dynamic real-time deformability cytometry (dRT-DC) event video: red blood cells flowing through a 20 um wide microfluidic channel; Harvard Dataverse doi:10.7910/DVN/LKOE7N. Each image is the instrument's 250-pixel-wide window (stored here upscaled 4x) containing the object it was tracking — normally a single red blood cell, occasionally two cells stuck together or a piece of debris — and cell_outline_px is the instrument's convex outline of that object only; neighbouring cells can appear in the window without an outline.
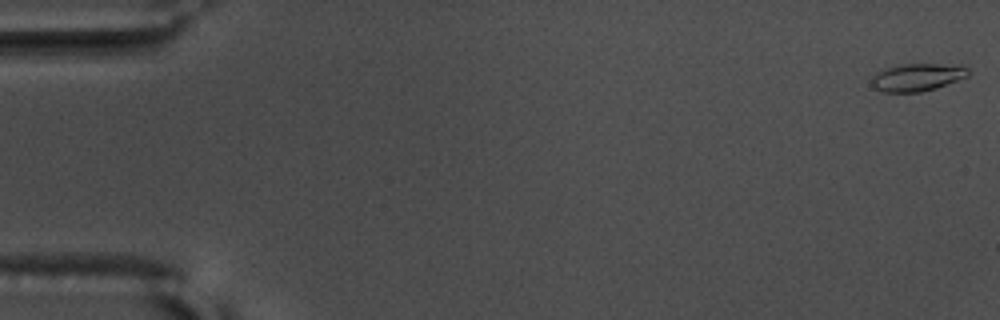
{"species": "common noctule bat (a hibernating species)", "species_latin": "Nyctalus noctula", "temperature_condition": "warm", "stored_images_in_passage": 56, "camera_frame_rate_fps": 3000, "um_per_image_px": 0.085, "animal": {"sex": "male", "body_mass_g": 17.5, "forearm_length_mm": 52.3}, "frame": {"image": 1, "passage_image": 1, "time_ms": 0.0, "image_size_px": [1000, 320], "cell_outline_px": [[968, 76], [936, 88], [920, 92], [884, 92], [872, 88], [872, 80], [880, 72], [888, 68], [904, 64], [960, 64], [968, 68]], "centroid_in_image_um": [78.02, 6.57], "position_along_channel_um": 7.0, "area_um2": 15.32}}
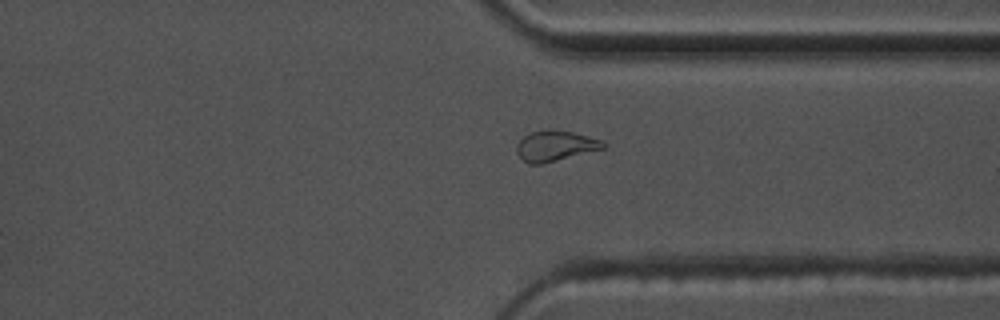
{"frame": {"image": 2, "passage_image": 43, "time_ms": 14.0, "image_size_px": [1000, 320], "cell_outline_px": [[604, 148], [540, 164], [528, 164], [516, 152], [516, 144], [528, 132], [552, 128], [572, 132], [588, 136], [600, 140], [604, 144]], "centroid_in_image_um": [47.13, 12.37], "position_along_channel_um": 364.3, "area_um2": 15.2}}
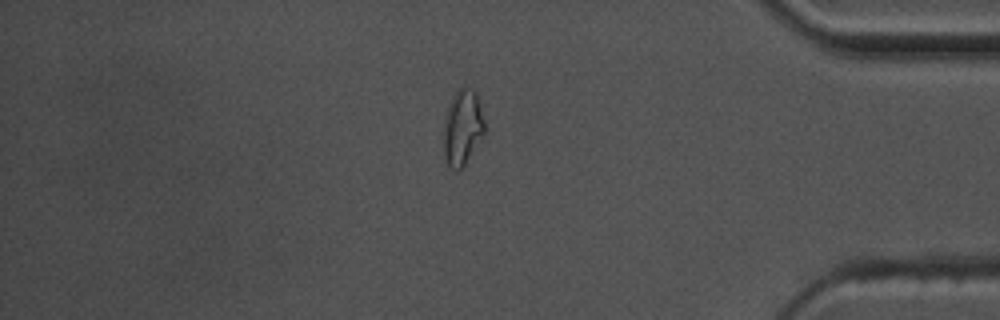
{"frame": {"image": 3, "passage_image": 48, "time_ms": 15.667, "image_size_px": [1000, 320], "cell_outline_px": [[484, 132], [464, 164], [456, 172], [448, 164], [444, 156], [444, 128], [448, 104], [452, 96], [460, 88], [468, 88], [476, 92], [484, 120]], "centroid_in_image_um": [39.3, 10.82], "position_along_channel_um": 395.9, "area_um2": 17.46}, "authors_computed_cell_mechanics": {"area_um2": 14.8546, "velocity_mm_per_s": 3.6666, "shape_relaxation_time_tau1_ms": 9.5073, "shape_relaxation_time_tau2_ms": 3.6822, "deformation_change_tau1": 0.2477, "deformation_change_tau2": 0.0997}}